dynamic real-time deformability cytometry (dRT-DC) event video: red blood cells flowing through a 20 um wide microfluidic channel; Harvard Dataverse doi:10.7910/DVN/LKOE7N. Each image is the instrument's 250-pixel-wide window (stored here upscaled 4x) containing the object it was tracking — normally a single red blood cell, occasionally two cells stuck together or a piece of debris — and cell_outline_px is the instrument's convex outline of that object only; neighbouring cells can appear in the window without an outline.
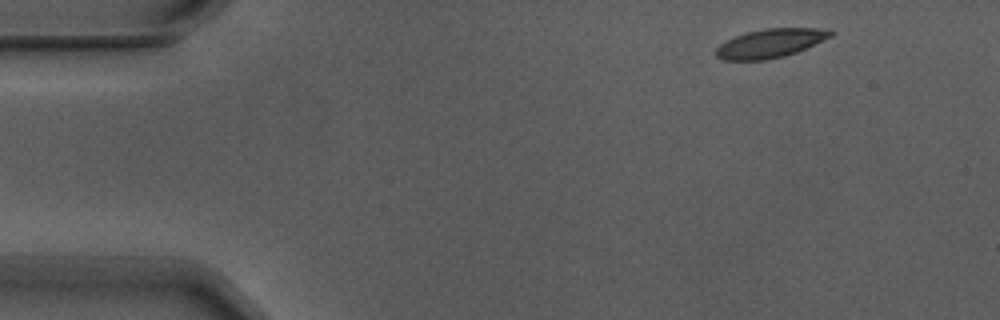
{"species": "Egyptian fruit bat (a non-hibernating species)", "species_latin": "Rousettus aegyptiacus", "temperature_condition": "warm", "stored_images_in_passage": 5, "camera_frame_rate_fps": 3000, "um_per_image_px": 0.085, "animal": {"sex": "male"}, "frame": {"image": 1, "passage_image": 1, "time_ms": 0.0, "image_size_px": [1000, 320], "cell_outline_px": [[836, 32], [832, 36], [796, 52], [784, 56], [764, 60], [724, 60], [716, 56], [716, 48], [720, 44], [736, 36], [748, 32], [764, 28], [816, 28]], "centroid_in_image_um": [65.47, 3.68], "position_along_channel_um": 19.5, "area_um2": 18.96}}